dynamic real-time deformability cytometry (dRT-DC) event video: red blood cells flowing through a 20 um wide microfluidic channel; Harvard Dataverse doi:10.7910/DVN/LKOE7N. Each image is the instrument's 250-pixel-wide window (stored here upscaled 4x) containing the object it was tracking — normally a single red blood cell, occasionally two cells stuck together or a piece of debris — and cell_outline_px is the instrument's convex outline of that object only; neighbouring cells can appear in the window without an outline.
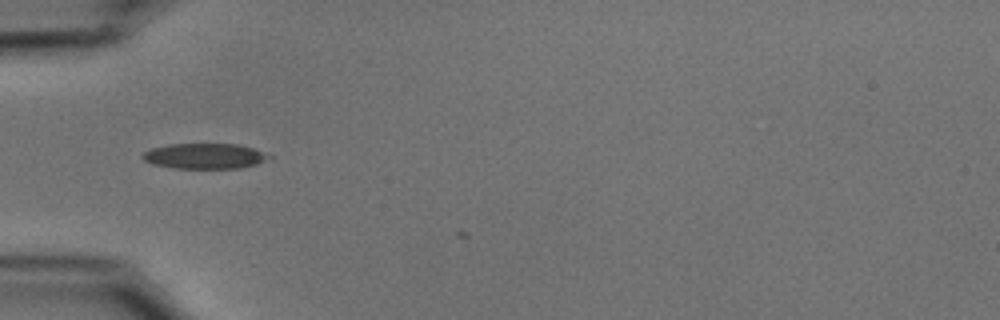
{"species": "common noctule bat (a hibernating species)", "species_latin": "Nyctalus noctula", "temperature_condition": "cold", "stored_images_in_passage": 3, "camera_frame_rate_fps": 3000, "um_per_image_px": 0.085, "animal": {"sex": "male", "body_mass_g": 15.6}, "frame": {"image": 1, "passage_image": 2, "time_ms": 0.333, "image_size_px": [1000, 320], "cell_outline_px": [[272, 160], [240, 168], [172, 168], [152, 164], [144, 160], [140, 156], [144, 152], [152, 148], [168, 144], [236, 144], [252, 148], [272, 156]], "centroid_in_image_um": [17.4, 13.27], "position_along_channel_um": 67.6, "area_um2": 18.79}}